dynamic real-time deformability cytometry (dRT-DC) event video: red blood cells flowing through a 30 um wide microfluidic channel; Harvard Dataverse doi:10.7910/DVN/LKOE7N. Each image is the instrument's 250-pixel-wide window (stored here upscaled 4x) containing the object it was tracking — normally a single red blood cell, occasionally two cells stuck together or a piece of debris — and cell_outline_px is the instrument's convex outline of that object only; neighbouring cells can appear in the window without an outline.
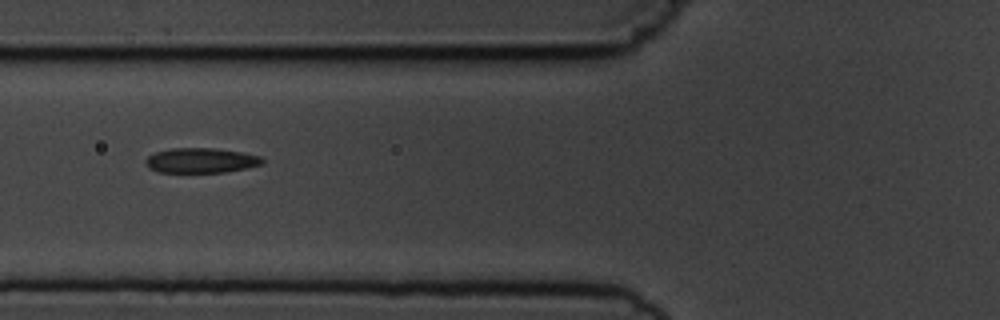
{"species": "common noctule bat (a hibernating species)", "species_latin": "Nyctalus noctula", "temperature_condition": "cold", "stored_images_in_passage": 8, "camera_frame_rate_fps": 3000, "um_per_image_px": 0.085, "animal": {"sex": "male", "body_mass_g": 19.5, "forearm_length_mm": 54.6}, "frame": {"image": 1, "passage_image": 6, "time_ms": 6.0, "image_size_px": [1000, 320], "cell_outline_px": [[264, 164], [224, 172], [156, 172], [148, 168], [144, 164], [144, 160], [148, 156], [156, 152], [172, 148], [216, 148], [244, 152], [260, 156], [264, 160]], "centroid_in_image_um": [17.06, 13.63], "position_along_channel_um": 108.7, "area_um2": 17.11}}
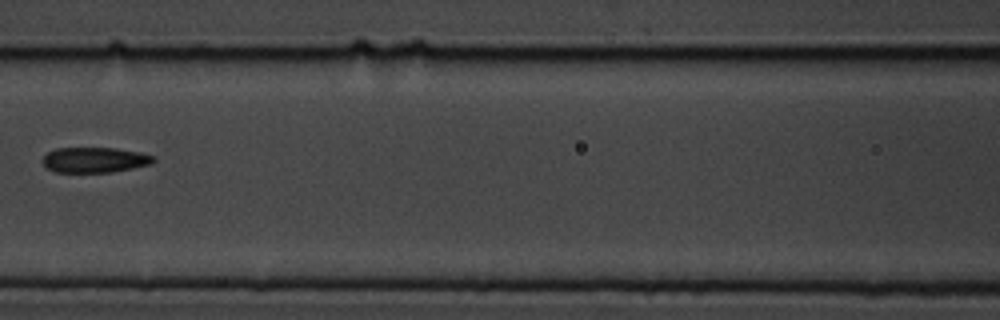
{"frame": {"image": 2, "passage_image": 7, "time_ms": 7.333, "image_size_px": [1000, 320], "cell_outline_px": [[156, 160], [152, 164], [112, 172], [56, 172], [48, 168], [44, 164], [44, 156], [48, 152], [56, 148], [116, 148], [140, 152], [156, 156]], "centroid_in_image_um": [8.11, 13.58], "position_along_channel_um": 158.5, "area_um2": 16.36}}
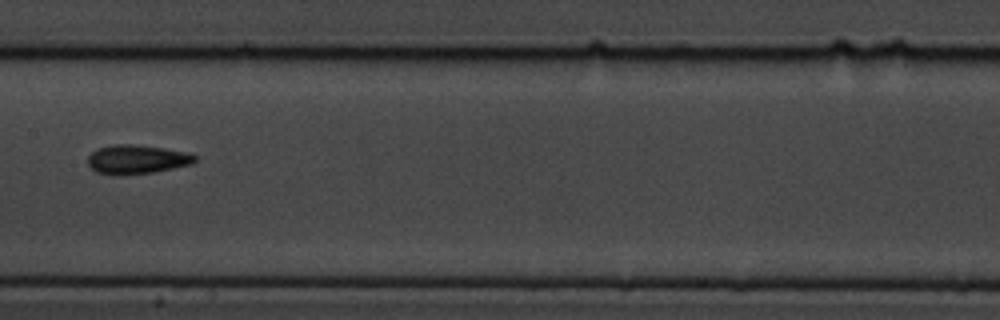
{"frame": {"image": 3, "passage_image": 8, "time_ms": 8.333, "image_size_px": [1000, 320], "cell_outline_px": [[196, 160], [192, 164], [152, 172], [120, 176], [116, 176], [96, 172], [88, 164], [88, 156], [92, 152], [100, 148], [116, 144], [136, 144], [164, 148], [188, 152], [196, 156]], "centroid_in_image_um": [11.63, 13.55], "position_along_channel_um": 195.8, "area_um2": 18.15}}